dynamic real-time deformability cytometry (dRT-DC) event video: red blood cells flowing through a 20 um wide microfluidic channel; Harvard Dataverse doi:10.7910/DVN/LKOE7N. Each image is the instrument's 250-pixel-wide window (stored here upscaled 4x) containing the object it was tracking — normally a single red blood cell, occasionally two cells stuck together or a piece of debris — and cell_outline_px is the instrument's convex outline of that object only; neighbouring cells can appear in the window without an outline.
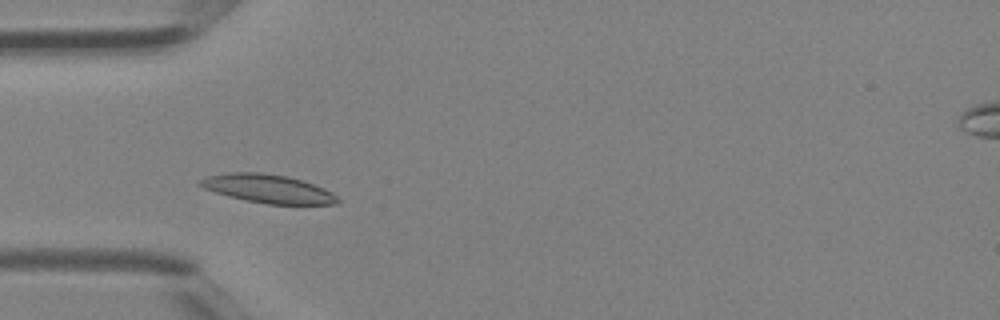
{"species": "Egyptian fruit bat (a non-hibernating species)", "species_latin": "Rousettus aegyptiacus", "temperature_condition": "room temperature", "stored_images_in_passage": 38, "camera_frame_rate_fps": 3000, "um_per_image_px": 0.085, "animal": {"sex": "female"}, "frame": {"image": 1, "passage_image": 10, "time_ms": 3.0, "image_size_px": [1000, 320], "cell_outline_px": [[340, 200], [336, 204], [268, 204], [244, 200], [228, 196], [204, 188], [196, 184], [196, 180], [208, 176], [228, 172], [260, 172], [288, 176], [324, 188], [332, 192]], "centroid_in_image_um": [22.73, 16.03], "position_along_channel_um": 62.3, "area_um2": 22.83}}
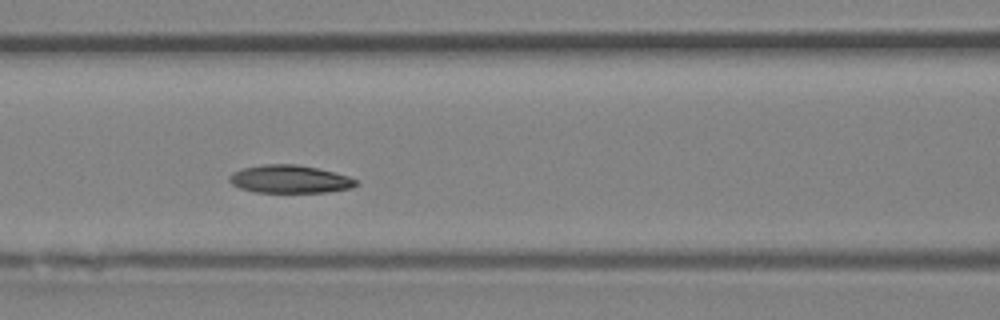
{"frame": {"image": 2, "passage_image": 15, "time_ms": 4.667, "image_size_px": [1000, 320], "cell_outline_px": [[360, 184], [352, 188], [328, 192], [256, 192], [240, 188], [232, 184], [228, 180], [228, 176], [232, 172], [244, 168], [264, 164], [296, 164], [316, 168], [348, 176], [356, 180]], "centroid_in_image_um": [24.62, 15.23], "position_along_channel_um": 142.0, "area_um2": 20.58}}
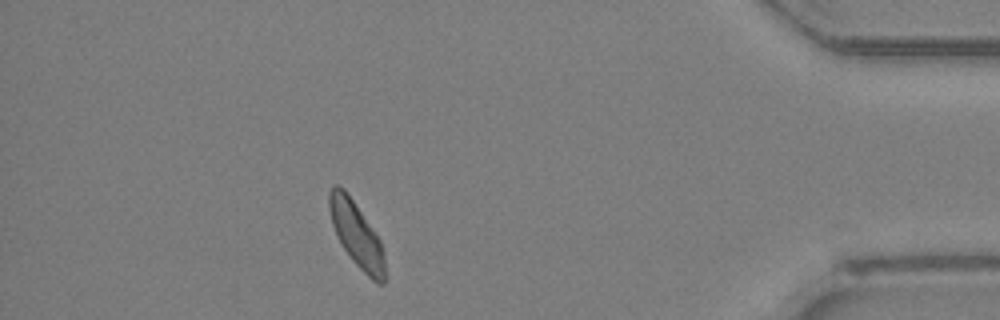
{"frame": {"image": 3, "passage_image": 34, "time_ms": 11.0, "image_size_px": [1000, 320], "cell_outline_px": [[384, 284], [376, 284], [352, 260], [344, 248], [332, 224], [328, 208], [328, 192], [332, 184], [336, 184], [344, 188], [380, 240], [384, 256]], "centroid_in_image_um": [30.27, 19.9], "position_along_channel_um": 404.9, "area_um2": 20.63}}